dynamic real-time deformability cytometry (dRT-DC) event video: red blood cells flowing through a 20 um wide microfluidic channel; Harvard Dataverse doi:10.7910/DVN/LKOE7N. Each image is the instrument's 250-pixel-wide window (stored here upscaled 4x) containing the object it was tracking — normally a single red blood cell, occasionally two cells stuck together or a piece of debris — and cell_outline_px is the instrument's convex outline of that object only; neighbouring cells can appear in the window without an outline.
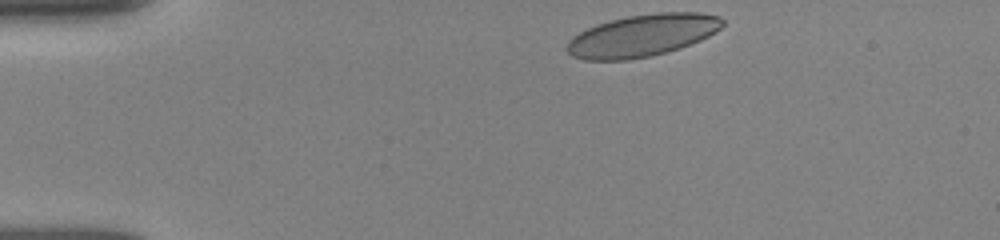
{"species": "human", "species_latin": "Homo sapiens", "temperature_condition": "room temperature", "stored_images_in_passage": 8, "camera_frame_rate_fps": 3000, "um_per_image_px": 0.085, "donor": {"sex": "female"}, "frame": {"image": 1, "passage_image": 1, "time_ms": 0.0, "image_size_px": [1000, 240], "cell_outline_px": [[724, 24], [716, 32], [700, 40], [680, 48], [652, 56], [628, 60], [584, 60], [572, 56], [564, 48], [568, 40], [572, 36], [596, 24], [628, 16], [660, 12], [700, 12], [720, 16], [724, 20]], "centroid_in_image_um": [54.59, 3.02], "position_along_channel_um": 30.4, "area_um2": 38.38}}
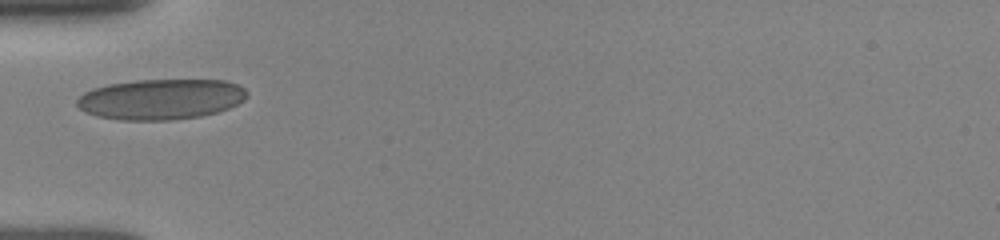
{"frame": {"image": 2, "passage_image": 6, "time_ms": 2.667, "image_size_px": [1000, 240], "cell_outline_px": [[248, 96], [244, 100], [228, 108], [216, 112], [200, 116], [172, 120], [120, 120], [96, 116], [84, 112], [76, 104], [76, 100], [84, 92], [92, 88], [108, 84], [136, 80], [224, 80], [236, 84], [244, 88], [248, 92]], "centroid_in_image_um": [13.65, 8.43], "position_along_channel_um": 71.3, "area_um2": 40.29}}